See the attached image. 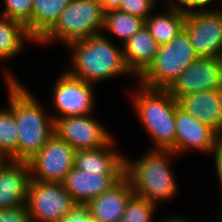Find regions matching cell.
<instances>
[{
	"label": "cell",
	"instance_id": "5",
	"mask_svg": "<svg viewBox=\"0 0 222 222\" xmlns=\"http://www.w3.org/2000/svg\"><path fill=\"white\" fill-rule=\"evenodd\" d=\"M198 55L185 29L170 42L159 45L153 62L137 78L139 84L153 89H167Z\"/></svg>",
	"mask_w": 222,
	"mask_h": 222
},
{
	"label": "cell",
	"instance_id": "20",
	"mask_svg": "<svg viewBox=\"0 0 222 222\" xmlns=\"http://www.w3.org/2000/svg\"><path fill=\"white\" fill-rule=\"evenodd\" d=\"M71 0H33L30 36L37 43L58 21Z\"/></svg>",
	"mask_w": 222,
	"mask_h": 222
},
{
	"label": "cell",
	"instance_id": "25",
	"mask_svg": "<svg viewBox=\"0 0 222 222\" xmlns=\"http://www.w3.org/2000/svg\"><path fill=\"white\" fill-rule=\"evenodd\" d=\"M156 205L145 198L132 195L119 222H152Z\"/></svg>",
	"mask_w": 222,
	"mask_h": 222
},
{
	"label": "cell",
	"instance_id": "1",
	"mask_svg": "<svg viewBox=\"0 0 222 222\" xmlns=\"http://www.w3.org/2000/svg\"><path fill=\"white\" fill-rule=\"evenodd\" d=\"M21 84L11 80V111L18 129L17 161L28 162L54 135V120Z\"/></svg>",
	"mask_w": 222,
	"mask_h": 222
},
{
	"label": "cell",
	"instance_id": "2",
	"mask_svg": "<svg viewBox=\"0 0 222 222\" xmlns=\"http://www.w3.org/2000/svg\"><path fill=\"white\" fill-rule=\"evenodd\" d=\"M109 40L99 34L68 43L66 46L72 50L73 57L72 67L66 72L90 84L116 75L133 74L125 62L123 47L118 48Z\"/></svg>",
	"mask_w": 222,
	"mask_h": 222
},
{
	"label": "cell",
	"instance_id": "4",
	"mask_svg": "<svg viewBox=\"0 0 222 222\" xmlns=\"http://www.w3.org/2000/svg\"><path fill=\"white\" fill-rule=\"evenodd\" d=\"M132 96L133 107L149 137L154 150L175 153V112L178 101L166 89H153L137 83Z\"/></svg>",
	"mask_w": 222,
	"mask_h": 222
},
{
	"label": "cell",
	"instance_id": "9",
	"mask_svg": "<svg viewBox=\"0 0 222 222\" xmlns=\"http://www.w3.org/2000/svg\"><path fill=\"white\" fill-rule=\"evenodd\" d=\"M76 150L53 135L46 145L28 161L31 180L62 183L74 167Z\"/></svg>",
	"mask_w": 222,
	"mask_h": 222
},
{
	"label": "cell",
	"instance_id": "12",
	"mask_svg": "<svg viewBox=\"0 0 222 222\" xmlns=\"http://www.w3.org/2000/svg\"><path fill=\"white\" fill-rule=\"evenodd\" d=\"M92 84L74 77L66 71L53 85V105L58 111L55 118L91 115L95 100Z\"/></svg>",
	"mask_w": 222,
	"mask_h": 222
},
{
	"label": "cell",
	"instance_id": "3",
	"mask_svg": "<svg viewBox=\"0 0 222 222\" xmlns=\"http://www.w3.org/2000/svg\"><path fill=\"white\" fill-rule=\"evenodd\" d=\"M151 150L136 161L125 158L124 175L134 195L156 205L158 201L171 200L178 191L169 163L176 154L171 150Z\"/></svg>",
	"mask_w": 222,
	"mask_h": 222
},
{
	"label": "cell",
	"instance_id": "7",
	"mask_svg": "<svg viewBox=\"0 0 222 222\" xmlns=\"http://www.w3.org/2000/svg\"><path fill=\"white\" fill-rule=\"evenodd\" d=\"M76 203L63 183L31 180L27 208L33 222H60Z\"/></svg>",
	"mask_w": 222,
	"mask_h": 222
},
{
	"label": "cell",
	"instance_id": "32",
	"mask_svg": "<svg viewBox=\"0 0 222 222\" xmlns=\"http://www.w3.org/2000/svg\"><path fill=\"white\" fill-rule=\"evenodd\" d=\"M101 3L105 12L110 10H118L122 0H97Z\"/></svg>",
	"mask_w": 222,
	"mask_h": 222
},
{
	"label": "cell",
	"instance_id": "10",
	"mask_svg": "<svg viewBox=\"0 0 222 222\" xmlns=\"http://www.w3.org/2000/svg\"><path fill=\"white\" fill-rule=\"evenodd\" d=\"M54 135L76 151L103 147L113 138L107 128L90 115L55 118Z\"/></svg>",
	"mask_w": 222,
	"mask_h": 222
},
{
	"label": "cell",
	"instance_id": "11",
	"mask_svg": "<svg viewBox=\"0 0 222 222\" xmlns=\"http://www.w3.org/2000/svg\"><path fill=\"white\" fill-rule=\"evenodd\" d=\"M222 89L221 57H198L166 89L177 101L188 94Z\"/></svg>",
	"mask_w": 222,
	"mask_h": 222
},
{
	"label": "cell",
	"instance_id": "8",
	"mask_svg": "<svg viewBox=\"0 0 222 222\" xmlns=\"http://www.w3.org/2000/svg\"><path fill=\"white\" fill-rule=\"evenodd\" d=\"M184 29L198 57L222 56V9L186 14Z\"/></svg>",
	"mask_w": 222,
	"mask_h": 222
},
{
	"label": "cell",
	"instance_id": "13",
	"mask_svg": "<svg viewBox=\"0 0 222 222\" xmlns=\"http://www.w3.org/2000/svg\"><path fill=\"white\" fill-rule=\"evenodd\" d=\"M221 136L179 106L175 112V154L191 149L212 154Z\"/></svg>",
	"mask_w": 222,
	"mask_h": 222
},
{
	"label": "cell",
	"instance_id": "33",
	"mask_svg": "<svg viewBox=\"0 0 222 222\" xmlns=\"http://www.w3.org/2000/svg\"><path fill=\"white\" fill-rule=\"evenodd\" d=\"M160 222H191L190 220H187L185 218H178V217H175L174 218H168V219H164V220H161Z\"/></svg>",
	"mask_w": 222,
	"mask_h": 222
},
{
	"label": "cell",
	"instance_id": "26",
	"mask_svg": "<svg viewBox=\"0 0 222 222\" xmlns=\"http://www.w3.org/2000/svg\"><path fill=\"white\" fill-rule=\"evenodd\" d=\"M4 2L5 10L1 15L24 24L30 35L33 0H4Z\"/></svg>",
	"mask_w": 222,
	"mask_h": 222
},
{
	"label": "cell",
	"instance_id": "24",
	"mask_svg": "<svg viewBox=\"0 0 222 222\" xmlns=\"http://www.w3.org/2000/svg\"><path fill=\"white\" fill-rule=\"evenodd\" d=\"M144 25L145 20L138 16L120 10H110L104 14L102 30L109 31L110 34L121 39L123 45Z\"/></svg>",
	"mask_w": 222,
	"mask_h": 222
},
{
	"label": "cell",
	"instance_id": "27",
	"mask_svg": "<svg viewBox=\"0 0 222 222\" xmlns=\"http://www.w3.org/2000/svg\"><path fill=\"white\" fill-rule=\"evenodd\" d=\"M156 0H122L118 10L146 20L155 6Z\"/></svg>",
	"mask_w": 222,
	"mask_h": 222
},
{
	"label": "cell",
	"instance_id": "16",
	"mask_svg": "<svg viewBox=\"0 0 222 222\" xmlns=\"http://www.w3.org/2000/svg\"><path fill=\"white\" fill-rule=\"evenodd\" d=\"M178 104L186 113L222 137V89L188 94L181 97Z\"/></svg>",
	"mask_w": 222,
	"mask_h": 222
},
{
	"label": "cell",
	"instance_id": "6",
	"mask_svg": "<svg viewBox=\"0 0 222 222\" xmlns=\"http://www.w3.org/2000/svg\"><path fill=\"white\" fill-rule=\"evenodd\" d=\"M105 11L97 0H71L55 25L37 42L68 43L102 34ZM101 30V31H100Z\"/></svg>",
	"mask_w": 222,
	"mask_h": 222
},
{
	"label": "cell",
	"instance_id": "19",
	"mask_svg": "<svg viewBox=\"0 0 222 222\" xmlns=\"http://www.w3.org/2000/svg\"><path fill=\"white\" fill-rule=\"evenodd\" d=\"M122 47L128 68L138 78L153 62L159 44L144 25Z\"/></svg>",
	"mask_w": 222,
	"mask_h": 222
},
{
	"label": "cell",
	"instance_id": "29",
	"mask_svg": "<svg viewBox=\"0 0 222 222\" xmlns=\"http://www.w3.org/2000/svg\"><path fill=\"white\" fill-rule=\"evenodd\" d=\"M60 222H98L86 204H75Z\"/></svg>",
	"mask_w": 222,
	"mask_h": 222
},
{
	"label": "cell",
	"instance_id": "23",
	"mask_svg": "<svg viewBox=\"0 0 222 222\" xmlns=\"http://www.w3.org/2000/svg\"><path fill=\"white\" fill-rule=\"evenodd\" d=\"M27 39L35 42L24 24L0 16V60L16 56L24 48V40Z\"/></svg>",
	"mask_w": 222,
	"mask_h": 222
},
{
	"label": "cell",
	"instance_id": "34",
	"mask_svg": "<svg viewBox=\"0 0 222 222\" xmlns=\"http://www.w3.org/2000/svg\"><path fill=\"white\" fill-rule=\"evenodd\" d=\"M7 162V159L0 153V167Z\"/></svg>",
	"mask_w": 222,
	"mask_h": 222
},
{
	"label": "cell",
	"instance_id": "17",
	"mask_svg": "<svg viewBox=\"0 0 222 222\" xmlns=\"http://www.w3.org/2000/svg\"><path fill=\"white\" fill-rule=\"evenodd\" d=\"M129 179L124 175L115 185L86 205L92 218L98 222H119L126 204L133 195Z\"/></svg>",
	"mask_w": 222,
	"mask_h": 222
},
{
	"label": "cell",
	"instance_id": "21",
	"mask_svg": "<svg viewBox=\"0 0 222 222\" xmlns=\"http://www.w3.org/2000/svg\"><path fill=\"white\" fill-rule=\"evenodd\" d=\"M164 14L156 13L145 20V26L159 44L170 42L184 29L186 14L169 5Z\"/></svg>",
	"mask_w": 222,
	"mask_h": 222
},
{
	"label": "cell",
	"instance_id": "18",
	"mask_svg": "<svg viewBox=\"0 0 222 222\" xmlns=\"http://www.w3.org/2000/svg\"><path fill=\"white\" fill-rule=\"evenodd\" d=\"M113 144L112 138L103 147L76 151L74 167L85 172L124 174L125 157L113 149Z\"/></svg>",
	"mask_w": 222,
	"mask_h": 222
},
{
	"label": "cell",
	"instance_id": "30",
	"mask_svg": "<svg viewBox=\"0 0 222 222\" xmlns=\"http://www.w3.org/2000/svg\"><path fill=\"white\" fill-rule=\"evenodd\" d=\"M169 1L170 0H168V5L170 4V6H173L174 8L178 9L181 13L189 14L194 11H204V7L206 8V6H209V4L215 0H174L177 3H174V2L171 3ZM180 5H183V6H180ZM197 8L199 9L197 10Z\"/></svg>",
	"mask_w": 222,
	"mask_h": 222
},
{
	"label": "cell",
	"instance_id": "31",
	"mask_svg": "<svg viewBox=\"0 0 222 222\" xmlns=\"http://www.w3.org/2000/svg\"><path fill=\"white\" fill-rule=\"evenodd\" d=\"M212 153L215 159V168L218 174V179L222 187V137L218 139L216 147Z\"/></svg>",
	"mask_w": 222,
	"mask_h": 222
},
{
	"label": "cell",
	"instance_id": "22",
	"mask_svg": "<svg viewBox=\"0 0 222 222\" xmlns=\"http://www.w3.org/2000/svg\"><path fill=\"white\" fill-rule=\"evenodd\" d=\"M9 97V109L0 110V153L11 161H17L18 129L13 112L11 111V80H17L5 72Z\"/></svg>",
	"mask_w": 222,
	"mask_h": 222
},
{
	"label": "cell",
	"instance_id": "15",
	"mask_svg": "<svg viewBox=\"0 0 222 222\" xmlns=\"http://www.w3.org/2000/svg\"><path fill=\"white\" fill-rule=\"evenodd\" d=\"M30 182L28 162L7 160L0 167V209L27 204Z\"/></svg>",
	"mask_w": 222,
	"mask_h": 222
},
{
	"label": "cell",
	"instance_id": "14",
	"mask_svg": "<svg viewBox=\"0 0 222 222\" xmlns=\"http://www.w3.org/2000/svg\"><path fill=\"white\" fill-rule=\"evenodd\" d=\"M124 174L85 172L75 167L62 182L76 204H87L115 185Z\"/></svg>",
	"mask_w": 222,
	"mask_h": 222
},
{
	"label": "cell",
	"instance_id": "28",
	"mask_svg": "<svg viewBox=\"0 0 222 222\" xmlns=\"http://www.w3.org/2000/svg\"><path fill=\"white\" fill-rule=\"evenodd\" d=\"M0 222H33L27 205L0 209Z\"/></svg>",
	"mask_w": 222,
	"mask_h": 222
}]
</instances>
